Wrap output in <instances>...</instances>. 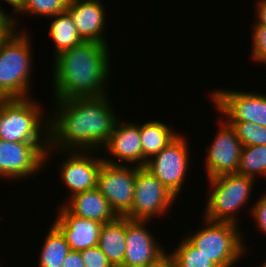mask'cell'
<instances>
[{
  "label": "cell",
  "mask_w": 266,
  "mask_h": 267,
  "mask_svg": "<svg viewBox=\"0 0 266 267\" xmlns=\"http://www.w3.org/2000/svg\"><path fill=\"white\" fill-rule=\"evenodd\" d=\"M108 98L105 94L100 97L55 100V116L48 117V150L45 161L51 152H56L53 150H57V154L60 150H104L101 148L107 143L117 120L121 118L114 113Z\"/></svg>",
  "instance_id": "obj_1"
},
{
  "label": "cell",
  "mask_w": 266,
  "mask_h": 267,
  "mask_svg": "<svg viewBox=\"0 0 266 267\" xmlns=\"http://www.w3.org/2000/svg\"><path fill=\"white\" fill-rule=\"evenodd\" d=\"M109 46L92 41L63 51L54 58L55 100L100 97L110 73Z\"/></svg>",
  "instance_id": "obj_2"
},
{
  "label": "cell",
  "mask_w": 266,
  "mask_h": 267,
  "mask_svg": "<svg viewBox=\"0 0 266 267\" xmlns=\"http://www.w3.org/2000/svg\"><path fill=\"white\" fill-rule=\"evenodd\" d=\"M18 31L15 29L0 47V99L29 98L31 39L26 30Z\"/></svg>",
  "instance_id": "obj_3"
},
{
  "label": "cell",
  "mask_w": 266,
  "mask_h": 267,
  "mask_svg": "<svg viewBox=\"0 0 266 267\" xmlns=\"http://www.w3.org/2000/svg\"><path fill=\"white\" fill-rule=\"evenodd\" d=\"M39 104L32 100L31 94L25 99H0V139L48 143V116L46 122Z\"/></svg>",
  "instance_id": "obj_4"
},
{
  "label": "cell",
  "mask_w": 266,
  "mask_h": 267,
  "mask_svg": "<svg viewBox=\"0 0 266 267\" xmlns=\"http://www.w3.org/2000/svg\"><path fill=\"white\" fill-rule=\"evenodd\" d=\"M205 227L185 238L218 267H233L246 254V247L239 226L227 222L204 219Z\"/></svg>",
  "instance_id": "obj_5"
},
{
  "label": "cell",
  "mask_w": 266,
  "mask_h": 267,
  "mask_svg": "<svg viewBox=\"0 0 266 267\" xmlns=\"http://www.w3.org/2000/svg\"><path fill=\"white\" fill-rule=\"evenodd\" d=\"M210 194L204 219L238 225L237 212L249 201L255 179L238 173L223 174L208 179ZM235 213V214H234Z\"/></svg>",
  "instance_id": "obj_6"
},
{
  "label": "cell",
  "mask_w": 266,
  "mask_h": 267,
  "mask_svg": "<svg viewBox=\"0 0 266 267\" xmlns=\"http://www.w3.org/2000/svg\"><path fill=\"white\" fill-rule=\"evenodd\" d=\"M184 135H179L159 153L146 161L144 166L153 174L175 197L183 189L187 171L190 169V148Z\"/></svg>",
  "instance_id": "obj_7"
},
{
  "label": "cell",
  "mask_w": 266,
  "mask_h": 267,
  "mask_svg": "<svg viewBox=\"0 0 266 267\" xmlns=\"http://www.w3.org/2000/svg\"><path fill=\"white\" fill-rule=\"evenodd\" d=\"M175 198L153 174L140 167L136 174L131 211L126 217L130 220L151 221L154 215L160 217L168 213Z\"/></svg>",
  "instance_id": "obj_8"
},
{
  "label": "cell",
  "mask_w": 266,
  "mask_h": 267,
  "mask_svg": "<svg viewBox=\"0 0 266 267\" xmlns=\"http://www.w3.org/2000/svg\"><path fill=\"white\" fill-rule=\"evenodd\" d=\"M47 150L48 143L9 142L0 139V177L14 181L32 177L45 167Z\"/></svg>",
  "instance_id": "obj_9"
},
{
  "label": "cell",
  "mask_w": 266,
  "mask_h": 267,
  "mask_svg": "<svg viewBox=\"0 0 266 267\" xmlns=\"http://www.w3.org/2000/svg\"><path fill=\"white\" fill-rule=\"evenodd\" d=\"M134 165H112L103 162L98 174L97 189L108 200L117 216L131 211L137 170Z\"/></svg>",
  "instance_id": "obj_10"
},
{
  "label": "cell",
  "mask_w": 266,
  "mask_h": 267,
  "mask_svg": "<svg viewBox=\"0 0 266 267\" xmlns=\"http://www.w3.org/2000/svg\"><path fill=\"white\" fill-rule=\"evenodd\" d=\"M210 95L226 121H246L266 127V95L227 89H216Z\"/></svg>",
  "instance_id": "obj_11"
},
{
  "label": "cell",
  "mask_w": 266,
  "mask_h": 267,
  "mask_svg": "<svg viewBox=\"0 0 266 267\" xmlns=\"http://www.w3.org/2000/svg\"><path fill=\"white\" fill-rule=\"evenodd\" d=\"M220 118L221 126L215 139L211 141L212 144L205 158L208 179L223 174L237 173L240 162L242 143L231 124L224 117Z\"/></svg>",
  "instance_id": "obj_12"
},
{
  "label": "cell",
  "mask_w": 266,
  "mask_h": 267,
  "mask_svg": "<svg viewBox=\"0 0 266 267\" xmlns=\"http://www.w3.org/2000/svg\"><path fill=\"white\" fill-rule=\"evenodd\" d=\"M61 152L62 155L67 153L69 156L66 157L65 161L63 159L60 173L64 185L71 192V196L96 189L98 174L104 162L103 157L93 155L95 151Z\"/></svg>",
  "instance_id": "obj_13"
},
{
  "label": "cell",
  "mask_w": 266,
  "mask_h": 267,
  "mask_svg": "<svg viewBox=\"0 0 266 267\" xmlns=\"http://www.w3.org/2000/svg\"><path fill=\"white\" fill-rule=\"evenodd\" d=\"M147 222L149 221L130 220L126 217L124 267H147L166 254L164 247L157 243L151 231L146 228Z\"/></svg>",
  "instance_id": "obj_14"
},
{
  "label": "cell",
  "mask_w": 266,
  "mask_h": 267,
  "mask_svg": "<svg viewBox=\"0 0 266 267\" xmlns=\"http://www.w3.org/2000/svg\"><path fill=\"white\" fill-rule=\"evenodd\" d=\"M109 155L119 160L105 158L104 162L112 165H131L142 167V145L140 138L139 124L123 123L120 118L117 120L113 133L103 147ZM116 161V162H115ZM126 163V164H125Z\"/></svg>",
  "instance_id": "obj_15"
},
{
  "label": "cell",
  "mask_w": 266,
  "mask_h": 267,
  "mask_svg": "<svg viewBox=\"0 0 266 267\" xmlns=\"http://www.w3.org/2000/svg\"><path fill=\"white\" fill-rule=\"evenodd\" d=\"M100 0H70L66 11L70 14L83 41L108 44L105 31L106 13Z\"/></svg>",
  "instance_id": "obj_16"
},
{
  "label": "cell",
  "mask_w": 266,
  "mask_h": 267,
  "mask_svg": "<svg viewBox=\"0 0 266 267\" xmlns=\"http://www.w3.org/2000/svg\"><path fill=\"white\" fill-rule=\"evenodd\" d=\"M54 225L65 236L72 251L98 246L102 223L72 215L63 205L58 208Z\"/></svg>",
  "instance_id": "obj_17"
},
{
  "label": "cell",
  "mask_w": 266,
  "mask_h": 267,
  "mask_svg": "<svg viewBox=\"0 0 266 267\" xmlns=\"http://www.w3.org/2000/svg\"><path fill=\"white\" fill-rule=\"evenodd\" d=\"M62 204L72 215L105 224L113 221L117 215L111 209L108 200L96 188L77 193Z\"/></svg>",
  "instance_id": "obj_18"
},
{
  "label": "cell",
  "mask_w": 266,
  "mask_h": 267,
  "mask_svg": "<svg viewBox=\"0 0 266 267\" xmlns=\"http://www.w3.org/2000/svg\"><path fill=\"white\" fill-rule=\"evenodd\" d=\"M126 216L102 225L98 246L112 265H122L126 249Z\"/></svg>",
  "instance_id": "obj_19"
},
{
  "label": "cell",
  "mask_w": 266,
  "mask_h": 267,
  "mask_svg": "<svg viewBox=\"0 0 266 267\" xmlns=\"http://www.w3.org/2000/svg\"><path fill=\"white\" fill-rule=\"evenodd\" d=\"M142 145V167L146 161L159 153L179 134L159 120L148 121L139 125Z\"/></svg>",
  "instance_id": "obj_20"
},
{
  "label": "cell",
  "mask_w": 266,
  "mask_h": 267,
  "mask_svg": "<svg viewBox=\"0 0 266 267\" xmlns=\"http://www.w3.org/2000/svg\"><path fill=\"white\" fill-rule=\"evenodd\" d=\"M50 18H53L49 28V34L55 44L54 58L63 51L83 42L70 14L67 11L58 13Z\"/></svg>",
  "instance_id": "obj_21"
},
{
  "label": "cell",
  "mask_w": 266,
  "mask_h": 267,
  "mask_svg": "<svg viewBox=\"0 0 266 267\" xmlns=\"http://www.w3.org/2000/svg\"><path fill=\"white\" fill-rule=\"evenodd\" d=\"M51 225L42 244L38 267H62L70 252L65 236L54 224Z\"/></svg>",
  "instance_id": "obj_22"
},
{
  "label": "cell",
  "mask_w": 266,
  "mask_h": 267,
  "mask_svg": "<svg viewBox=\"0 0 266 267\" xmlns=\"http://www.w3.org/2000/svg\"><path fill=\"white\" fill-rule=\"evenodd\" d=\"M237 173L254 179L266 176V145L242 146Z\"/></svg>",
  "instance_id": "obj_23"
},
{
  "label": "cell",
  "mask_w": 266,
  "mask_h": 267,
  "mask_svg": "<svg viewBox=\"0 0 266 267\" xmlns=\"http://www.w3.org/2000/svg\"><path fill=\"white\" fill-rule=\"evenodd\" d=\"M175 267H218L211 259L194 247L186 238L170 252Z\"/></svg>",
  "instance_id": "obj_24"
},
{
  "label": "cell",
  "mask_w": 266,
  "mask_h": 267,
  "mask_svg": "<svg viewBox=\"0 0 266 267\" xmlns=\"http://www.w3.org/2000/svg\"><path fill=\"white\" fill-rule=\"evenodd\" d=\"M234 128L242 146L266 145V127L246 121H227Z\"/></svg>",
  "instance_id": "obj_25"
},
{
  "label": "cell",
  "mask_w": 266,
  "mask_h": 267,
  "mask_svg": "<svg viewBox=\"0 0 266 267\" xmlns=\"http://www.w3.org/2000/svg\"><path fill=\"white\" fill-rule=\"evenodd\" d=\"M70 0H25L21 10L16 15H42L53 17L58 13L66 11ZM22 13V14H21Z\"/></svg>",
  "instance_id": "obj_26"
},
{
  "label": "cell",
  "mask_w": 266,
  "mask_h": 267,
  "mask_svg": "<svg viewBox=\"0 0 266 267\" xmlns=\"http://www.w3.org/2000/svg\"><path fill=\"white\" fill-rule=\"evenodd\" d=\"M251 57L254 61L266 64V26L253 23Z\"/></svg>",
  "instance_id": "obj_27"
},
{
  "label": "cell",
  "mask_w": 266,
  "mask_h": 267,
  "mask_svg": "<svg viewBox=\"0 0 266 267\" xmlns=\"http://www.w3.org/2000/svg\"><path fill=\"white\" fill-rule=\"evenodd\" d=\"M85 267H111L106 255L101 251L99 246L87 248L80 251Z\"/></svg>",
  "instance_id": "obj_28"
},
{
  "label": "cell",
  "mask_w": 266,
  "mask_h": 267,
  "mask_svg": "<svg viewBox=\"0 0 266 267\" xmlns=\"http://www.w3.org/2000/svg\"><path fill=\"white\" fill-rule=\"evenodd\" d=\"M260 197L256 202H253L255 204H252L250 214H252L259 231L266 235V194L264 193Z\"/></svg>",
  "instance_id": "obj_29"
},
{
  "label": "cell",
  "mask_w": 266,
  "mask_h": 267,
  "mask_svg": "<svg viewBox=\"0 0 266 267\" xmlns=\"http://www.w3.org/2000/svg\"><path fill=\"white\" fill-rule=\"evenodd\" d=\"M62 267H85L80 252L70 250Z\"/></svg>",
  "instance_id": "obj_30"
},
{
  "label": "cell",
  "mask_w": 266,
  "mask_h": 267,
  "mask_svg": "<svg viewBox=\"0 0 266 267\" xmlns=\"http://www.w3.org/2000/svg\"><path fill=\"white\" fill-rule=\"evenodd\" d=\"M4 1L10 4V6L14 8L13 11L15 12V14L21 10V8L23 7L25 3V0H4ZM4 10L5 9H3L0 5V13L5 14L12 21L13 25L15 26V29L17 26H20L19 23L17 22V18L15 17V15H9V13L7 14L6 11Z\"/></svg>",
  "instance_id": "obj_31"
},
{
  "label": "cell",
  "mask_w": 266,
  "mask_h": 267,
  "mask_svg": "<svg viewBox=\"0 0 266 267\" xmlns=\"http://www.w3.org/2000/svg\"><path fill=\"white\" fill-rule=\"evenodd\" d=\"M257 2L258 3L256 5V18H258V20L256 21V23L266 26V0H259Z\"/></svg>",
  "instance_id": "obj_32"
},
{
  "label": "cell",
  "mask_w": 266,
  "mask_h": 267,
  "mask_svg": "<svg viewBox=\"0 0 266 267\" xmlns=\"http://www.w3.org/2000/svg\"><path fill=\"white\" fill-rule=\"evenodd\" d=\"M15 30V26L12 21L9 19L1 28H0V47L4 40Z\"/></svg>",
  "instance_id": "obj_33"
},
{
  "label": "cell",
  "mask_w": 266,
  "mask_h": 267,
  "mask_svg": "<svg viewBox=\"0 0 266 267\" xmlns=\"http://www.w3.org/2000/svg\"><path fill=\"white\" fill-rule=\"evenodd\" d=\"M147 267H175V264L172 257L169 254H165L157 262Z\"/></svg>",
  "instance_id": "obj_34"
},
{
  "label": "cell",
  "mask_w": 266,
  "mask_h": 267,
  "mask_svg": "<svg viewBox=\"0 0 266 267\" xmlns=\"http://www.w3.org/2000/svg\"><path fill=\"white\" fill-rule=\"evenodd\" d=\"M9 20V18L5 15L0 13V28Z\"/></svg>",
  "instance_id": "obj_35"
},
{
  "label": "cell",
  "mask_w": 266,
  "mask_h": 267,
  "mask_svg": "<svg viewBox=\"0 0 266 267\" xmlns=\"http://www.w3.org/2000/svg\"><path fill=\"white\" fill-rule=\"evenodd\" d=\"M111 267H124L123 265H112Z\"/></svg>",
  "instance_id": "obj_36"
},
{
  "label": "cell",
  "mask_w": 266,
  "mask_h": 267,
  "mask_svg": "<svg viewBox=\"0 0 266 267\" xmlns=\"http://www.w3.org/2000/svg\"><path fill=\"white\" fill-rule=\"evenodd\" d=\"M261 267H266V260H265V263H263Z\"/></svg>",
  "instance_id": "obj_37"
}]
</instances>
